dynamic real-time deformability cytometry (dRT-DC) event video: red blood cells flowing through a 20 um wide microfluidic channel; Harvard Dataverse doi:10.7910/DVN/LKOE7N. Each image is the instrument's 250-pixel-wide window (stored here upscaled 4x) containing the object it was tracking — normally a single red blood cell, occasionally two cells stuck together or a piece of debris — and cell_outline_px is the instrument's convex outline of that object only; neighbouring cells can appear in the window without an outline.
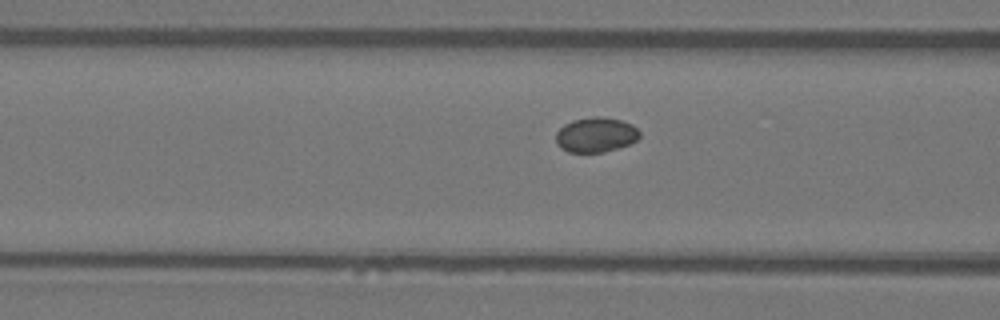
{"species": "Egyptian fruit bat (a non-hibernating species)", "species_latin": "Rousettus aegyptiacus", "temperature_condition": "warm", "stored_images_in_passage": 15, "camera_frame_rate_fps": 3000, "um_per_image_px": 0.085, "animal": {"sex": "female"}, "frame": {"image": 1, "passage_image": 13, "time_ms": 4.0, "image_size_px": [1000, 320], "cell_outline_px": [[640, 136], [636, 140], [628, 144], [604, 152], [568, 152], [560, 148], [556, 144], [556, 132], [564, 124], [572, 120], [592, 116], [604, 116], [620, 120], [632, 124], [640, 132]], "centroid_in_image_um": [50.62, 11.44], "position_along_channel_um": 116.0, "area_um2": 17.11}}